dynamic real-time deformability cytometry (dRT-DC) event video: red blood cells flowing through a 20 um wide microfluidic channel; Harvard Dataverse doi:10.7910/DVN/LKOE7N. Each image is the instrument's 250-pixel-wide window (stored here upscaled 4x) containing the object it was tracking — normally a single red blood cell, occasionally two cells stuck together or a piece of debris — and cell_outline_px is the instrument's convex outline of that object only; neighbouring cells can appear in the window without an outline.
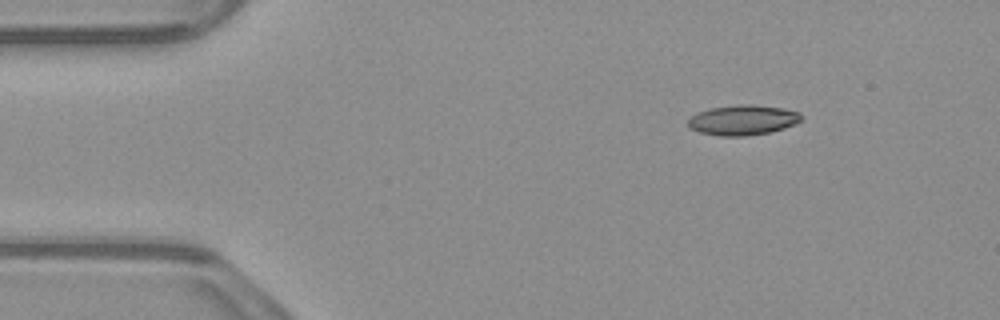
{"species": "common noctule bat (a hibernating species)", "species_latin": "Nyctalus noctula", "temperature_condition": "warm", "stored_images_in_passage": 47, "camera_frame_rate_fps": 3000, "um_per_image_px": 0.085, "animal": {"sex": "male", "body_mass_g": 23.1, "forearm_length_mm": 52.7}, "frame": {"image": 1, "passage_image": 1, "time_ms": 0.0, "image_size_px": [1000, 320], "cell_outline_px": [[804, 116], [800, 120], [784, 128], [768, 132], [744, 136], [720, 136], [700, 132], [688, 128], [688, 120], [692, 116], [700, 112], [712, 108], [740, 104], [752, 104], [784, 108], [800, 112]], "centroid_in_image_um": [63.15, 10.2], "position_along_channel_um": 21.8, "area_um2": 19.71}}
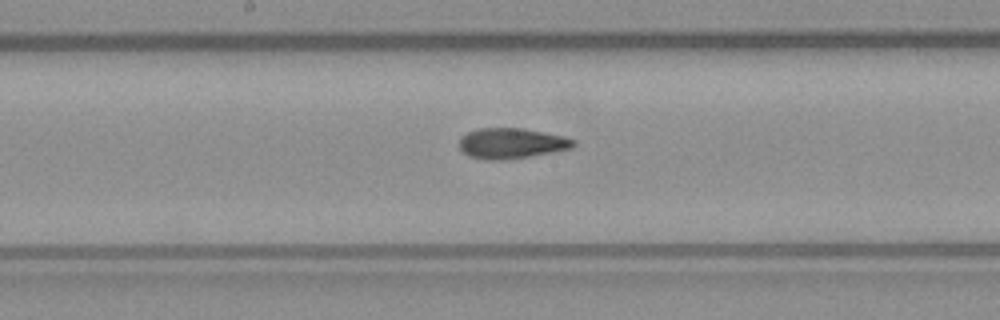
{"frame": {"image": 2, "passage_image": 21, "time_ms": 6.667, "image_size_px": [1000, 320], "cell_outline_px": [[576, 144], [572, 148], [528, 156], [500, 160], [488, 160], [468, 156], [460, 148], [460, 136], [476, 128], [520, 128], [544, 132], [564, 136], [576, 140]], "centroid_in_image_um": [43.46, 12.17], "position_along_channel_um": 204.7, "area_um2": 20.17}}
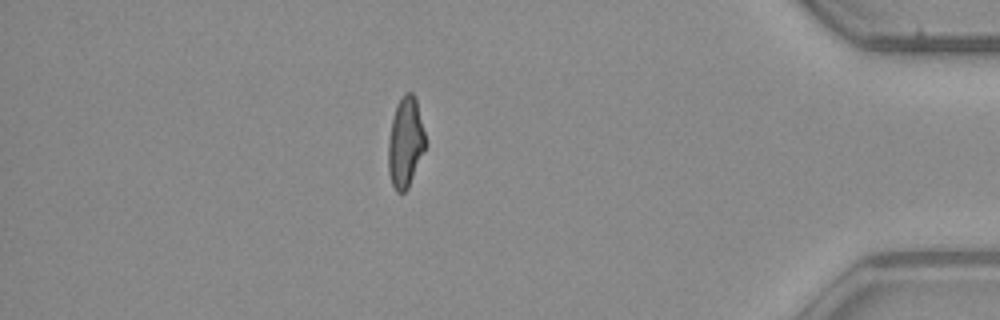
{"frame": {"image": 3, "passage_image": 40, "time_ms": 13.0, "image_size_px": [1000, 320], "cell_outline_px": [[428, 144], [408, 188], [404, 192], [396, 192], [392, 184], [388, 172], [388, 140], [392, 120], [396, 104], [404, 92], [412, 92], [416, 96]], "centroid_in_image_um": [34.48, 12.08], "position_along_channel_um": 400.7, "area_um2": 20.06}, "authors_computed_cell_mechanics": {"area_um2": 20.1722, "velocity_mm_per_s": 3.8367, "shape_relaxation_time_tau1_ms": 7.5002, "shape_relaxation_time_tau2_ms": 2.0829, "deformation_change_tau1": 0.2453, "deformation_change_tau2": 0.0997}}